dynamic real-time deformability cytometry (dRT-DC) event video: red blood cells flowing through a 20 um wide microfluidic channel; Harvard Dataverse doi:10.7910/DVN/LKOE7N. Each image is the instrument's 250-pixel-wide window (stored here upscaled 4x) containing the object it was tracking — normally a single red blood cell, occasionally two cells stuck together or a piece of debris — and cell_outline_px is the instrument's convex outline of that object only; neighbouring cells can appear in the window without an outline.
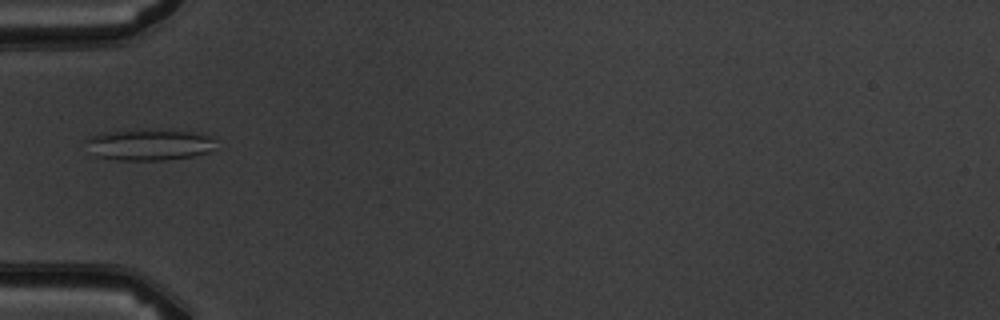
{"species": "common noctule bat (a hibernating species)", "species_latin": "Nyctalus noctula", "temperature_condition": "warm", "stored_images_in_passage": 3, "camera_frame_rate_fps": 3000, "um_per_image_px": 0.085, "animal": {"sex": "male", "body_mass_g": 19.5, "forearm_length_mm": 54.6}, "frame": {"image": 1, "passage_image": 3, "time_ms": 2.0, "image_size_px": [1000, 320], "cell_outline_px": [[216, 148], [208, 152], [192, 156], [164, 160], [116, 160], [96, 156], [84, 140], [88, 136], [104, 132], [192, 132], [212, 136]], "centroid_in_image_um": [12.68, 12.34], "position_along_channel_um": 72.3, "area_um2": 22.72}}